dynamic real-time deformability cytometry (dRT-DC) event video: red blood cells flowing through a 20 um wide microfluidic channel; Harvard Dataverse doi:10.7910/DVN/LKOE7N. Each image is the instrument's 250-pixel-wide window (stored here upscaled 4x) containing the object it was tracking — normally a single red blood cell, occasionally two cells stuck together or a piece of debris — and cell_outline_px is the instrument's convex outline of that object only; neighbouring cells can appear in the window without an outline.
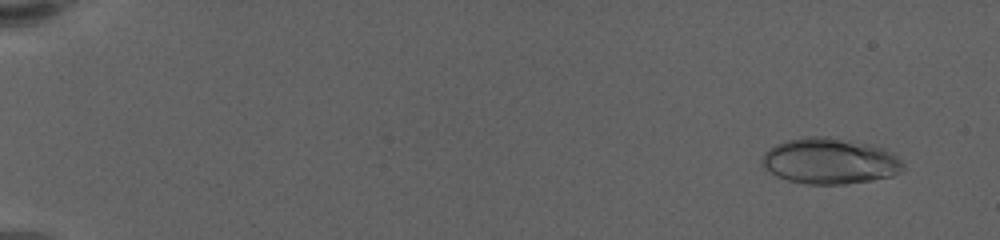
{"species": "human", "species_latin": "Homo sapiens", "temperature_condition": "warm", "stored_images_in_passage": 62, "camera_frame_rate_fps": 3000, "um_per_image_px": 0.085, "donor": {"sex": "female"}, "frame": {"image": 1, "passage_image": 5, "time_ms": 1.333, "image_size_px": [1000, 240], "cell_outline_px": [[904, 168], [900, 172], [892, 176], [844, 184], [804, 184], [788, 180], [776, 176], [764, 168], [760, 164], [760, 160], [764, 152], [776, 144], [784, 140], [808, 136], [828, 136], [872, 144], [884, 148], [892, 152], [904, 164]], "centroid_in_image_um": [70.5, 13.67], "position_along_channel_um": 14.5, "area_um2": 38.09}}
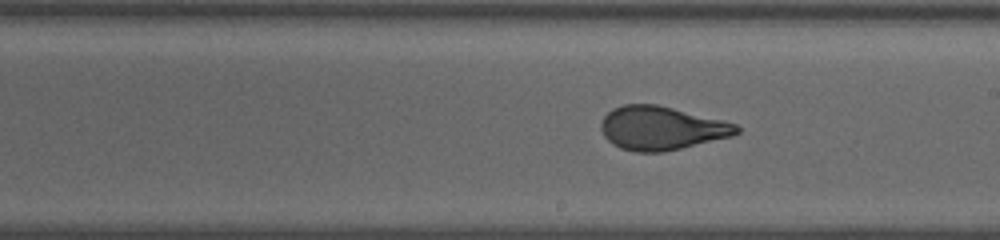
{"frame": {"image": 2, "passage_image": 38, "time_ms": 12.333, "image_size_px": [1000, 240], "cell_outline_px": [[740, 132], [732, 136], [664, 152], [636, 152], [620, 148], [612, 144], [604, 136], [600, 128], [600, 124], [604, 116], [612, 108], [624, 104], [656, 104], [736, 124], [740, 128]], "centroid_in_image_um": [56.17, 10.9], "position_along_channel_um": 232.8, "area_um2": 34.22}}
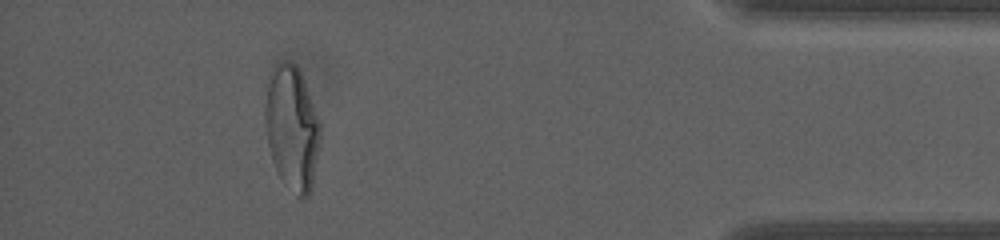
{"frame": {"image": 3, "passage_image": 57, "time_ms": 18.667, "image_size_px": [1000, 240], "cell_outline_px": [[320, 144], [312, 188], [308, 196], [300, 196], [280, 176], [272, 160], [268, 144], [264, 124], [264, 108], [268, 88], [272, 72], [276, 64], [280, 60], [288, 60], [296, 64], [300, 68], [320, 124]], "centroid_in_image_um": [24.82, 10.82], "position_along_channel_um": 410.4, "area_um2": 39.59}, "authors_computed_cell_mechanics": {"area_um2": 35.6048, "velocity_mm_per_s": 3.4754, "shape_relaxation_time_tau1_ms": 8.975, "shape_relaxation_time_tau2_ms": null, "deformation_change_tau1": 0.2846, "deformation_change_tau2": null}}